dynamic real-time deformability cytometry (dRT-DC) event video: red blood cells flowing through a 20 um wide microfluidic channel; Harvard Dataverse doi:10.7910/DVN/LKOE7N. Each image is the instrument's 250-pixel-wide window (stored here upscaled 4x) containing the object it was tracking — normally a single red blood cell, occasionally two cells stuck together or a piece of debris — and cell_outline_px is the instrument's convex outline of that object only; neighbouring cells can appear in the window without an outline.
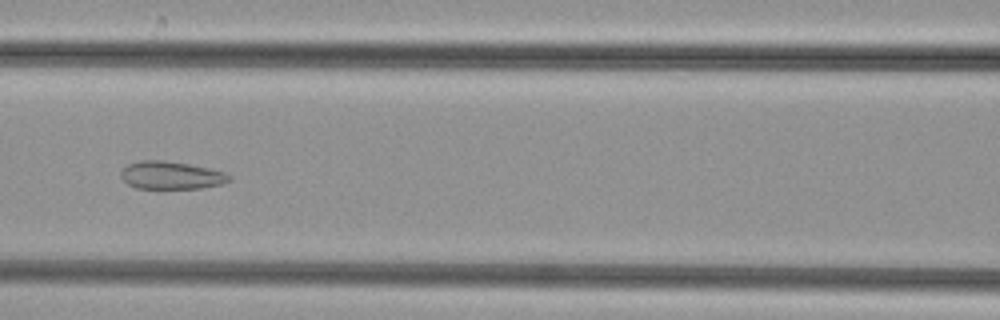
{"species": "common noctule bat (a hibernating species)", "species_latin": "Nyctalus noctula", "temperature_condition": "cold", "stored_images_in_passage": 42, "camera_frame_rate_fps": 3000, "um_per_image_px": 0.085, "animal": {"sex": "female", "body_mass_g": 29.2, "forearm_length_mm": 56.3}, "frame": {"image": 1, "passage_image": 14, "time_ms": 4.333, "image_size_px": [1000, 320], "cell_outline_px": [[232, 180], [224, 184], [200, 188], [136, 188], [128, 184], [120, 176], [120, 172], [128, 164], [140, 160], [160, 160], [188, 164], [208, 168], [224, 172], [232, 176]], "centroid_in_image_um": [14.57, 14.9], "position_along_channel_um": 152.0, "area_um2": 17.51}}
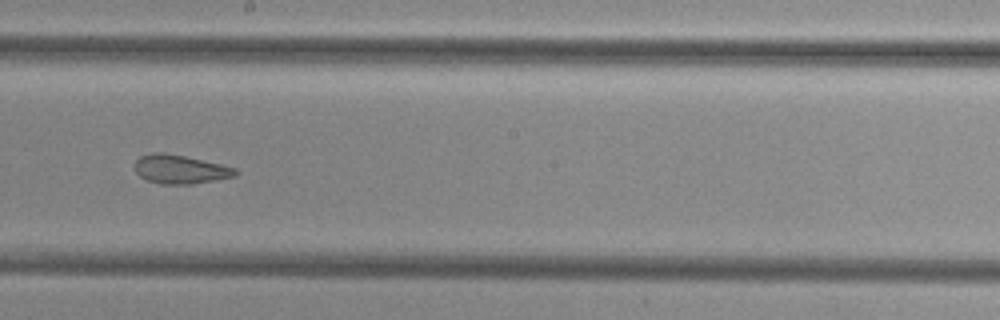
{"frame": {"image": 2, "passage_image": 20, "time_ms": 6.333, "image_size_px": [1000, 320], "cell_outline_px": [[240, 172], [236, 176], [216, 180], [192, 184], [160, 184], [148, 180], [140, 176], [136, 172], [136, 160], [140, 156], [152, 152], [164, 152], [184, 156], [220, 164], [236, 168]], "centroid_in_image_um": [15.34, 14.39], "position_along_channel_um": 232.9, "area_um2": 16.88}}
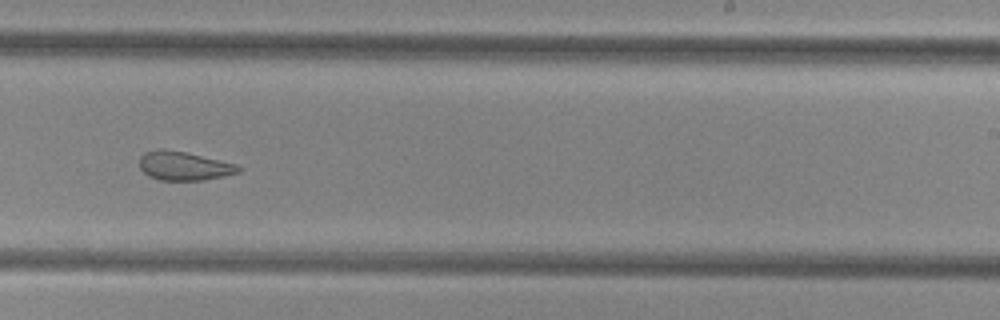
{"frame": {"image": 3, "passage_image": 23, "time_ms": 7.333, "image_size_px": [1000, 320], "cell_outline_px": [[244, 168], [240, 172], [224, 176], [204, 180], [160, 180], [148, 176], [140, 168], [140, 156], [144, 152], [160, 148], [164, 148], [184, 152], [220, 160], [236, 164]], "centroid_in_image_um": [15.64, 14.1], "position_along_channel_um": 273.4, "area_um2": 16.7}}